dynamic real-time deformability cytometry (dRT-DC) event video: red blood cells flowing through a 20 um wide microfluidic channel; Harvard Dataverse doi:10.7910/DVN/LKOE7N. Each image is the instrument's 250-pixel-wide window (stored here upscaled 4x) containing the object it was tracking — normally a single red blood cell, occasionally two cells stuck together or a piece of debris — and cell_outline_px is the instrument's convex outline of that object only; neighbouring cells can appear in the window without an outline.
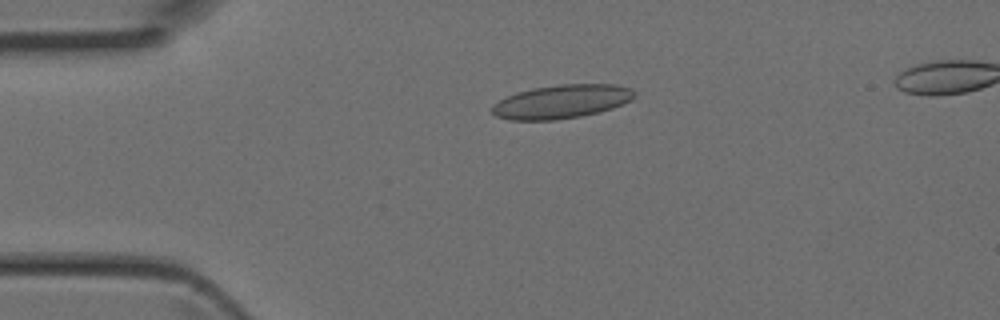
{"species": "Egyptian fruit bat (a non-hibernating species)", "species_latin": "Rousettus aegyptiacus", "temperature_condition": "room temperature", "stored_images_in_passage": 5, "camera_frame_rate_fps": 3000, "um_per_image_px": 0.085, "animal": {"sex": "female"}, "frame": {"image": 1, "passage_image": 3, "time_ms": 0.667, "image_size_px": [1000, 320], "cell_outline_px": [[636, 96], [632, 100], [612, 108], [600, 112], [580, 116], [556, 120], [508, 120], [496, 116], [492, 112], [492, 104], [516, 92], [532, 88], [560, 84], [616, 84], [632, 88], [636, 92]], "centroid_in_image_um": [47.76, 8.63], "position_along_channel_um": 37.2, "area_um2": 28.15}}